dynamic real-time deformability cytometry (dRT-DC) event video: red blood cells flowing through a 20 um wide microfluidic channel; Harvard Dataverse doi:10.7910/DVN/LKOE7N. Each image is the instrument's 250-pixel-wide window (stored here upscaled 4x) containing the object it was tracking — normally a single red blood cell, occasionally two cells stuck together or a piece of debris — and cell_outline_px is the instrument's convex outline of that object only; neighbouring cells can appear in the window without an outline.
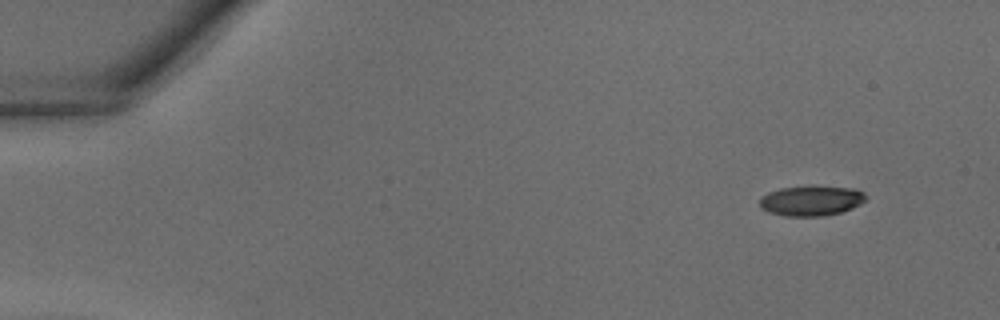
{"species": "common noctule bat (a hibernating species)", "species_latin": "Nyctalus noctula", "temperature_condition": "warm", "stored_images_in_passage": 36, "camera_frame_rate_fps": 3000, "um_per_image_px": 0.085, "animal": {"sex": "male", "body_mass_g": 18.8}, "frame": {"image": 1, "passage_image": 1, "time_ms": 0.0, "image_size_px": [1000, 320], "cell_outline_px": [[868, 200], [852, 208], [840, 212], [824, 216], [784, 216], [768, 212], [760, 208], [760, 200], [768, 192], [780, 188], [812, 184], [852, 188], [864, 192], [868, 196]], "centroid_in_image_um": [68.99, 17.03], "position_along_channel_um": 16.0, "area_um2": 19.19}}
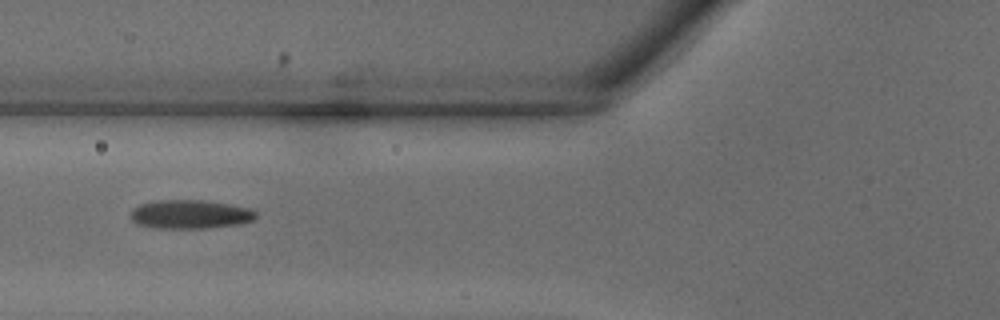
{"frame": {"image": 2, "passage_image": 13, "time_ms": 4.0, "image_size_px": [1000, 320], "cell_outline_px": [[256, 216], [252, 220], [236, 224], [204, 228], [156, 228], [136, 224], [132, 220], [132, 208], [140, 204], [160, 200], [200, 200], [228, 204], [248, 208], [256, 212]], "centroid_in_image_um": [16.12, 18.21], "position_along_channel_um": 109.7, "area_um2": 20.69}}
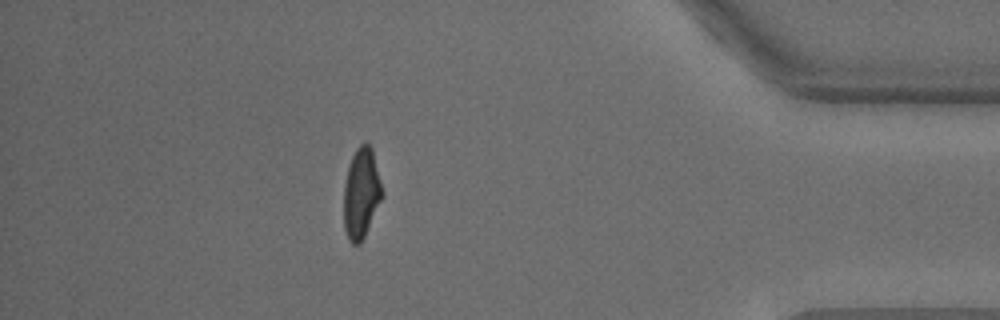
{"frame": {"image": 3, "passage_image": 32, "time_ms": 10.333, "image_size_px": [1000, 320], "cell_outline_px": [[384, 196], [360, 244], [352, 244], [348, 240], [344, 228], [344, 184], [348, 168], [352, 156], [356, 148], [364, 140], [372, 148], [384, 192]], "centroid_in_image_um": [30.72, 16.41], "position_along_channel_um": 404.5, "area_um2": 20.46}}